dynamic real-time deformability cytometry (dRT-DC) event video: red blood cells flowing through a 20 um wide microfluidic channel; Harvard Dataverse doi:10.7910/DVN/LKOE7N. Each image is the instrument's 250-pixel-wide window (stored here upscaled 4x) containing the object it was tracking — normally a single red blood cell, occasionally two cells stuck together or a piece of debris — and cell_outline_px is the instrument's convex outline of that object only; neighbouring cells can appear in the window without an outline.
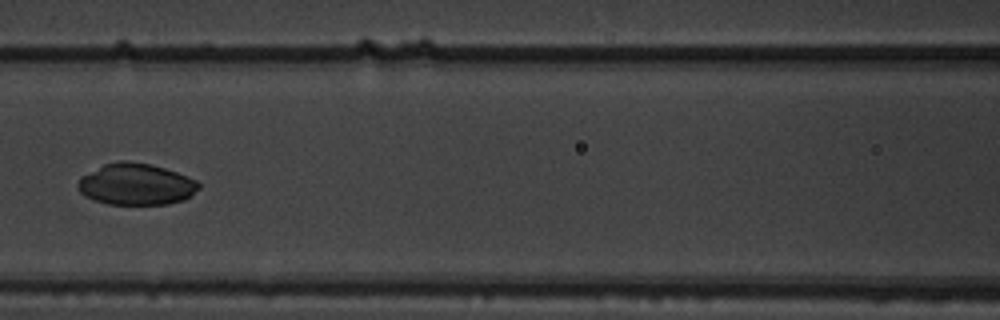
{"species": "common noctule bat (a hibernating species)", "species_latin": "Nyctalus noctula", "temperature_condition": "warm", "stored_images_in_passage": 15, "camera_frame_rate_fps": 3000, "um_per_image_px": 0.085, "animal": {"sex": "male", "body_mass_g": 19.5, "forearm_length_mm": 54.6}, "frame": {"image": 1, "passage_image": 7, "time_ms": 2.0, "image_size_px": [1000, 320], "cell_outline_px": [[200, 188], [184, 200], [168, 204], [108, 204], [84, 196], [80, 192], [76, 184], [84, 176], [104, 164], [120, 160], [128, 160], [152, 164], [176, 172], [196, 180], [200, 184]], "centroid_in_image_um": [11.59, 15.66], "position_along_channel_um": 155.0, "area_um2": 29.07}}
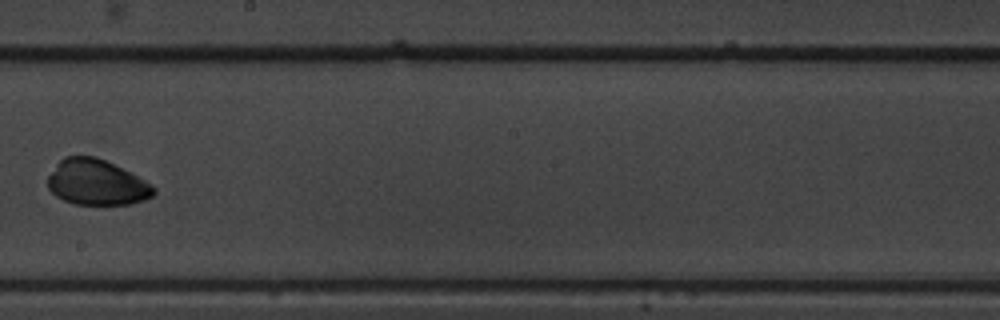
{"frame": {"image": 2, "passage_image": 9, "time_ms": 2.667, "image_size_px": [1000, 320], "cell_outline_px": [[156, 192], [152, 196], [144, 200], [128, 204], [76, 204], [64, 200], [56, 196], [48, 188], [48, 176], [56, 164], [64, 156], [96, 156], [152, 184], [156, 188]], "centroid_in_image_um": [8.19, 15.51], "position_along_channel_um": 240.0, "area_um2": 27.8}}
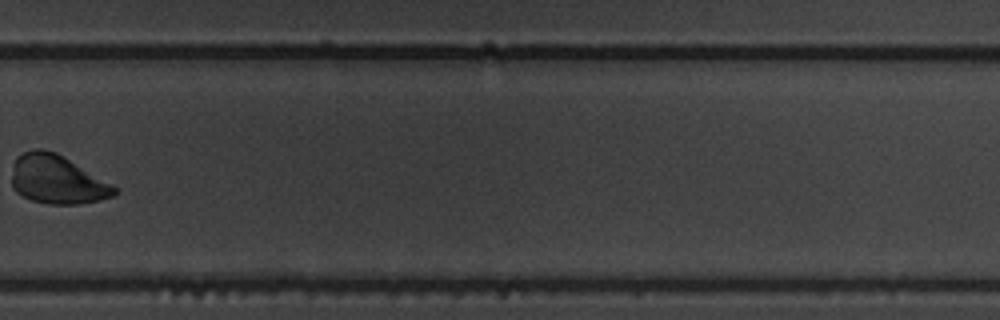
{"frame": {"image": 3, "passage_image": 11, "time_ms": 3.333, "image_size_px": [1000, 320], "cell_outline_px": [[116, 192], [112, 196], [100, 200], [76, 204], [48, 204], [32, 200], [16, 192], [12, 188], [12, 164], [16, 156], [24, 152], [36, 148], [40, 148], [56, 152], [112, 184], [116, 188]], "centroid_in_image_um": [4.81, 15.25], "position_along_channel_um": 325.0, "area_um2": 29.07}}